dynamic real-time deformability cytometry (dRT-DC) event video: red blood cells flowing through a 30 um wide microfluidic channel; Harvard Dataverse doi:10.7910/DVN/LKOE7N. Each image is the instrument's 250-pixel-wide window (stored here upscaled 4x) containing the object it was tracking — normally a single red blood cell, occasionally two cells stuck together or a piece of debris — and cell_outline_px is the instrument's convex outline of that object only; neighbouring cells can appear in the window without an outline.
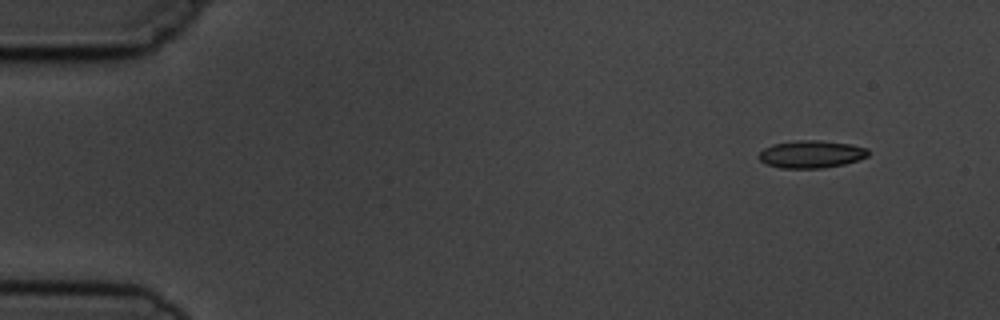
{"species": "common noctule bat (a hibernating species)", "species_latin": "Nyctalus noctula", "temperature_condition": "cold", "stored_images_in_passage": 4, "camera_frame_rate_fps": 3000, "um_per_image_px": 0.085, "animal": {"sex": "male", "body_mass_g": 19.5, "forearm_length_mm": 54.6}, "frame": {"image": 1, "passage_image": 1, "time_ms": 0.0, "image_size_px": [1000, 320], "cell_outline_px": [[868, 156], [844, 164], [824, 168], [780, 168], [768, 164], [760, 160], [756, 156], [764, 148], [772, 144], [796, 140], [820, 140], [852, 144], [868, 148]], "centroid_in_image_um": [68.94, 13.1], "position_along_channel_um": 16.1, "area_um2": 17.63}}
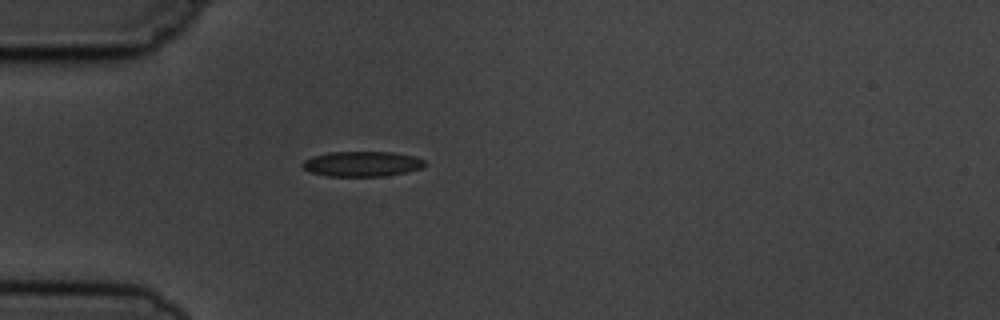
{"frame": {"image": 2, "passage_image": 4, "time_ms": 3.667, "image_size_px": [1000, 320], "cell_outline_px": [[424, 164], [420, 168], [404, 172], [384, 176], [328, 176], [308, 172], [300, 164], [304, 160], [312, 156], [328, 152], [392, 152], [412, 156], [424, 160]], "centroid_in_image_um": [30.69, 13.93], "position_along_channel_um": 54.3, "area_um2": 17.8}}